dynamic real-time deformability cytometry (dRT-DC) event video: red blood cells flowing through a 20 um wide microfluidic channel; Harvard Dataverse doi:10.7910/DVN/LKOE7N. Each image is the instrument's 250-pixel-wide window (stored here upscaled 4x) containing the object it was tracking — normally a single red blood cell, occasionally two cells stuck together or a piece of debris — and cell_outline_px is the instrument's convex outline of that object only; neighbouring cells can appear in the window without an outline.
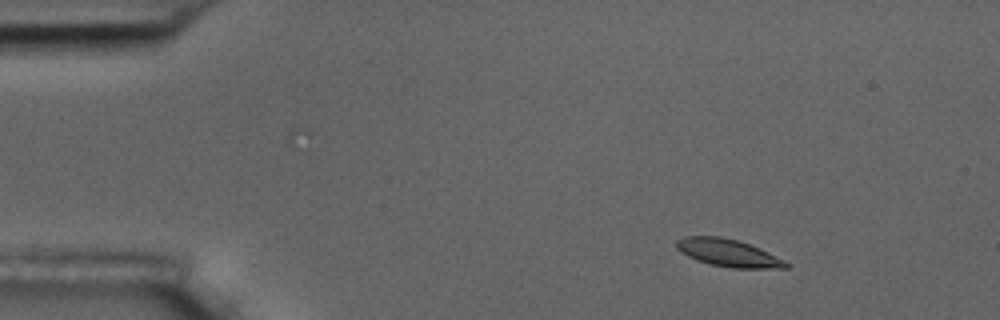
{"species": "common noctule bat (a hibernating species)", "species_latin": "Nyctalus noctula", "temperature_condition": "room temperature", "stored_images_in_passage": 5, "segment_of_instrument_passage": [1, 2], "camera_frame_rate_fps": 3000, "um_per_image_px": 0.085, "animal": {"sex": "male", "body_mass_g": 17.5, "forearm_length_mm": 52.3}, "frame": {"image": 1, "passage_image": 2, "time_ms": 1.0, "image_size_px": [1000, 320], "cell_outline_px": [[792, 264], [788, 268], [732, 268], [708, 264], [696, 260], [680, 252], [676, 248], [676, 240], [684, 236], [720, 236], [736, 240], [760, 248]], "centroid_in_image_um": [61.88, 21.5], "position_along_channel_um": 23.1, "area_um2": 17.63}}